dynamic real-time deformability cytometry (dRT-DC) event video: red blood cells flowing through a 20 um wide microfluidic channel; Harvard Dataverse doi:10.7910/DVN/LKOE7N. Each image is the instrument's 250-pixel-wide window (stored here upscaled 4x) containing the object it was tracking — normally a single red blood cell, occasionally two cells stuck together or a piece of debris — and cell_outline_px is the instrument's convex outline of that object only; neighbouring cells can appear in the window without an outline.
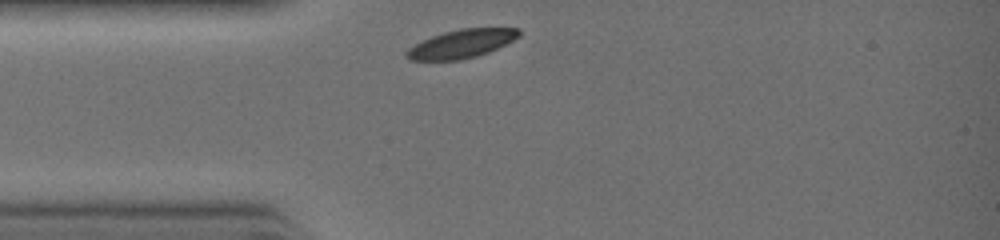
{"species": "common noctule bat (a hibernating species)", "species_latin": "Nyctalus noctula", "temperature_condition": "warm", "stored_images_in_passage": 20, "camera_frame_rate_fps": 3000, "um_per_image_px": 0.085, "animal": {"sex": "female", "body_mass_g": 19.0, "forearm_length_mm": 51.5}, "frame": {"image": 1, "passage_image": 1, "time_ms": 0.0, "image_size_px": [1000, 240], "cell_outline_px": [[520, 36], [488, 52], [476, 56], [460, 60], [408, 60], [404, 56], [404, 52], [408, 48], [432, 36], [444, 32], [460, 28], [520, 28]], "centroid_in_image_um": [39.19, 3.72], "position_along_channel_um": 45.8, "area_um2": 18.5}}
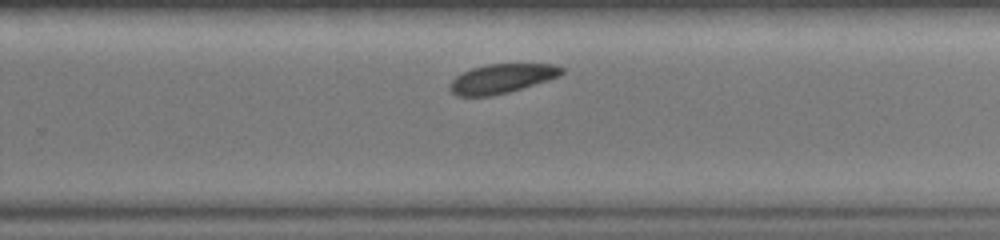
{"frame": {"image": 2, "passage_image": 14, "time_ms": 4.333, "image_size_px": [1000, 240], "cell_outline_px": [[564, 72], [548, 80], [508, 92], [492, 96], [456, 96], [448, 88], [448, 84], [456, 76], [472, 68], [488, 64], [556, 64], [564, 68]], "centroid_in_image_um": [42.62, 6.68], "position_along_channel_um": 287.2, "area_um2": 18.96}}
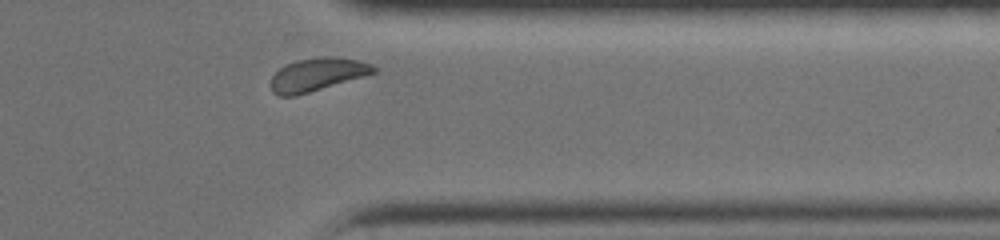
{"frame": {"image": 3, "passage_image": 19, "time_ms": 6.0, "image_size_px": [1000, 240], "cell_outline_px": [[376, 72], [364, 76], [296, 96], [276, 96], [272, 92], [272, 76], [284, 64], [296, 60], [316, 56], [336, 56], [360, 60], [372, 64], [376, 68]], "centroid_in_image_um": [26.96, 6.31], "position_along_channel_um": 384.4, "area_um2": 20.0}}